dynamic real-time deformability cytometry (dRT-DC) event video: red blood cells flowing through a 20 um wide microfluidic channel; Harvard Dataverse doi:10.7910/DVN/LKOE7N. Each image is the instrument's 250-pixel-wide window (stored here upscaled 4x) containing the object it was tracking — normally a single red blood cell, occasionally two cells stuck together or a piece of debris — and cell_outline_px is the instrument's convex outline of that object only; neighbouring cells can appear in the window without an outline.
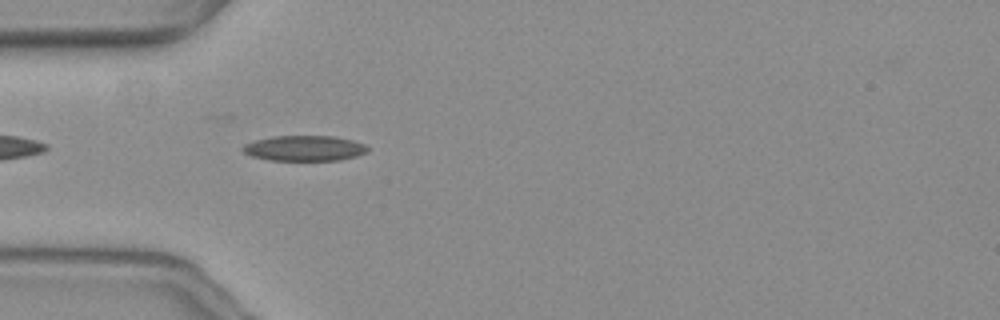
{"species": "common noctule bat (a hibernating species)", "species_latin": "Nyctalus noctula", "temperature_condition": "warm", "stored_images_in_passage": 34, "camera_frame_rate_fps": 3000, "um_per_image_px": 0.085, "animal": {"sex": "female", "body_mass_g": 19.3, "forearm_length_mm": 54.1}, "frame": {"image": 1, "passage_image": 3, "time_ms": 0.667, "image_size_px": [1000, 320], "cell_outline_px": [[368, 152], [356, 156], [340, 160], [268, 160], [252, 156], [244, 152], [240, 148], [244, 144], [256, 140], [272, 136], [332, 136], [352, 140], [364, 144], [368, 148]], "centroid_in_image_um": [25.86, 12.6], "position_along_channel_um": 59.1, "area_um2": 18.44}}
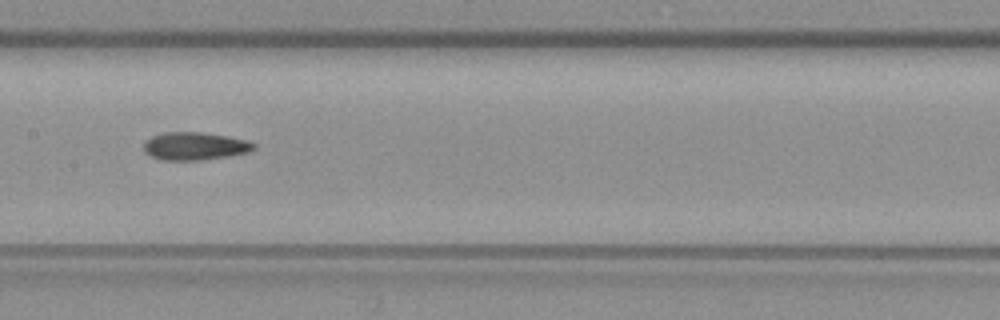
{"frame": {"image": 2, "passage_image": 14, "time_ms": 4.333, "image_size_px": [1000, 320], "cell_outline_px": [[256, 148], [248, 152], [228, 156], [196, 160], [160, 160], [148, 156], [144, 152], [144, 140], [152, 136], [164, 132], [200, 132], [228, 136], [248, 140], [256, 144]], "centroid_in_image_um": [16.53, 12.42], "position_along_channel_um": 190.9, "area_um2": 18.03}}
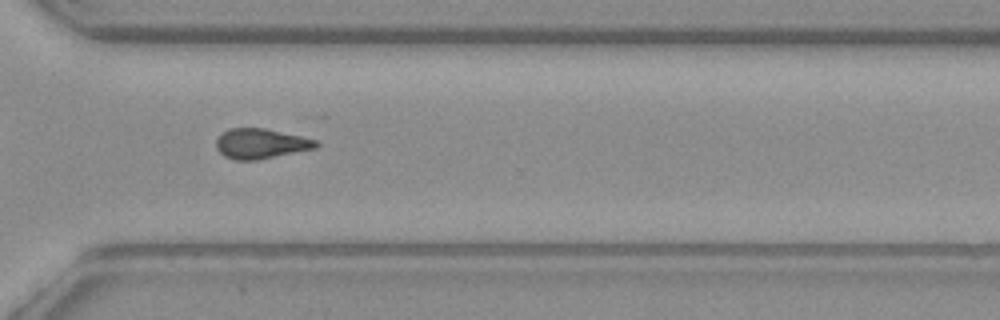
{"frame": {"image": 3, "passage_image": 27, "time_ms": 8.667, "image_size_px": [1000, 320], "cell_outline_px": [[320, 144], [316, 148], [256, 160], [236, 160], [224, 156], [216, 148], [216, 140], [228, 128], [264, 128], [300, 136], [316, 140]], "centroid_in_image_um": [22.16, 12.21], "position_along_channel_um": 348.4, "area_um2": 17.28}, "authors_computed_cell_mechanics": {"area_um2": 17.8024, "velocity_mm_per_s": 3.6473, "shape_relaxation_time_tau1_ms": null, "shape_relaxation_time_tau2_ms": 4.501, "deformation_change_tau1": null, "deformation_change_tau2": 0.129}}